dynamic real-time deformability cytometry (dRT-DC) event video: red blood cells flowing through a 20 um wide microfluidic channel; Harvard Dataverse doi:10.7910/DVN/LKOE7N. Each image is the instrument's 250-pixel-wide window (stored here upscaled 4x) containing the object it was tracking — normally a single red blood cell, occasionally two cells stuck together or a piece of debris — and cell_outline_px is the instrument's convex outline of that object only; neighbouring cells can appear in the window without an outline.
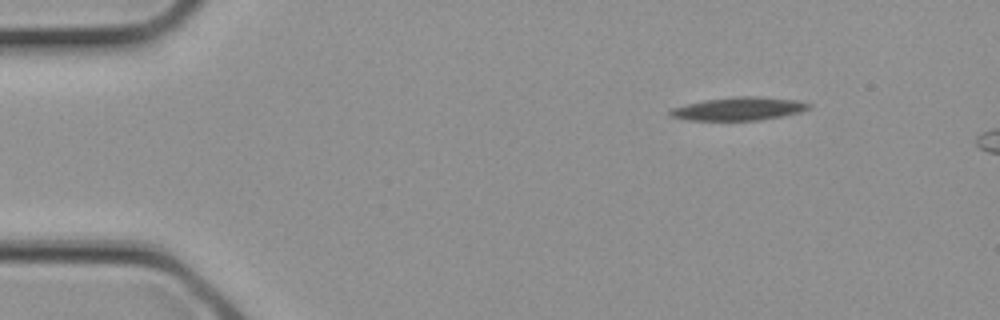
{"species": "common noctule bat (a hibernating species)", "species_latin": "Nyctalus noctula", "temperature_condition": "cold", "stored_images_in_passage": 3, "segment_of_instrument_passage": [2, 2], "camera_frame_rate_fps": 3000, "um_per_image_px": 0.085, "animal": {"sex": "female", "body_mass_g": 21.9}, "frame": {"image": 1, "passage_image": 3, "time_ms": 0.667, "image_size_px": [1000, 320], "cell_outline_px": [[812, 104], [808, 108], [800, 112], [784, 116], [760, 120], [688, 120], [668, 116], [668, 112], [672, 108], [704, 100], [732, 96], [756, 96], [796, 100]], "centroid_in_image_um": [62.79, 9.24], "position_along_channel_um": 22.2, "area_um2": 18.73}}